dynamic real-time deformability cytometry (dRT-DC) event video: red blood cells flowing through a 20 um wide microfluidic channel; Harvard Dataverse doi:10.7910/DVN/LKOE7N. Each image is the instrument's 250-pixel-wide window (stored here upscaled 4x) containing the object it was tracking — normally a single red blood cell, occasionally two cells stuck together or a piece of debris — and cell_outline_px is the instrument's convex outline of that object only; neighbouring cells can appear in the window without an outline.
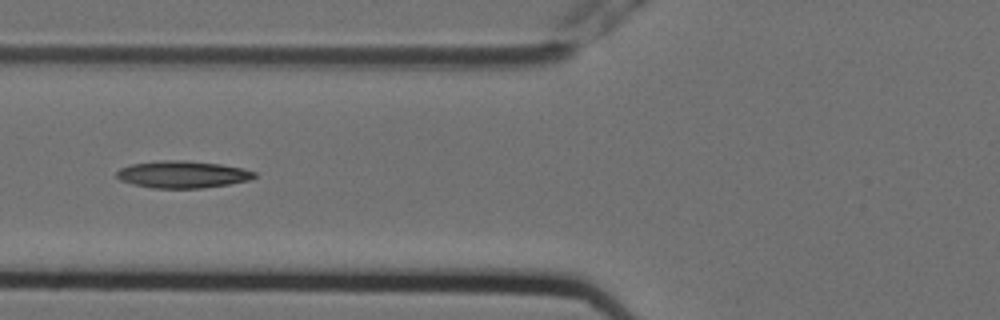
{"species": "Egyptian fruit bat (a non-hibernating species)", "species_latin": "Rousettus aegyptiacus", "temperature_condition": "cold", "stored_images_in_passage": 7, "camera_frame_rate_fps": 3000, "um_per_image_px": 0.085, "animal": {"sex": "female"}, "frame": {"image": 1, "passage_image": 4, "time_ms": 1.0, "image_size_px": [1000, 320], "cell_outline_px": [[256, 176], [248, 180], [228, 184], [200, 188], [152, 188], [132, 184], [120, 180], [116, 176], [116, 172], [120, 168], [132, 164], [164, 160], [184, 160], [220, 164], [244, 168], [256, 172]], "centroid_in_image_um": [15.5, 14.82], "position_along_channel_um": 110.3, "area_um2": 21.68}}
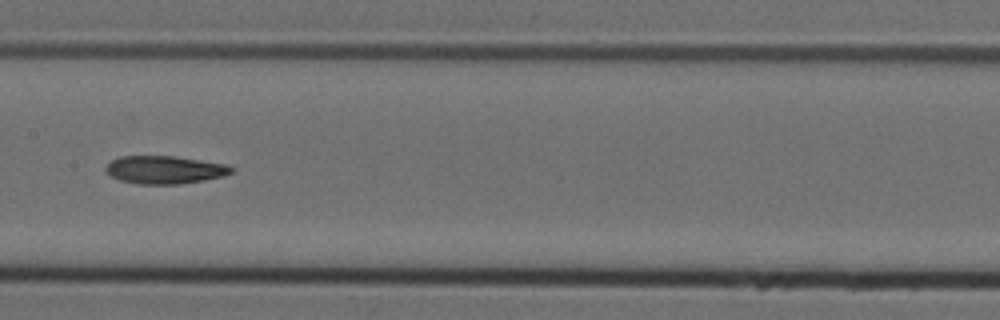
{"frame": {"image": 2, "passage_image": 6, "time_ms": 1.667, "image_size_px": [1000, 320], "cell_outline_px": [[232, 172], [224, 176], [204, 180], [180, 184], [136, 184], [120, 180], [112, 176], [104, 168], [112, 160], [120, 156], [172, 156], [228, 164], [232, 168]], "centroid_in_image_um": [14.0, 14.43], "position_along_channel_um": 193.4, "area_um2": 20.35}}
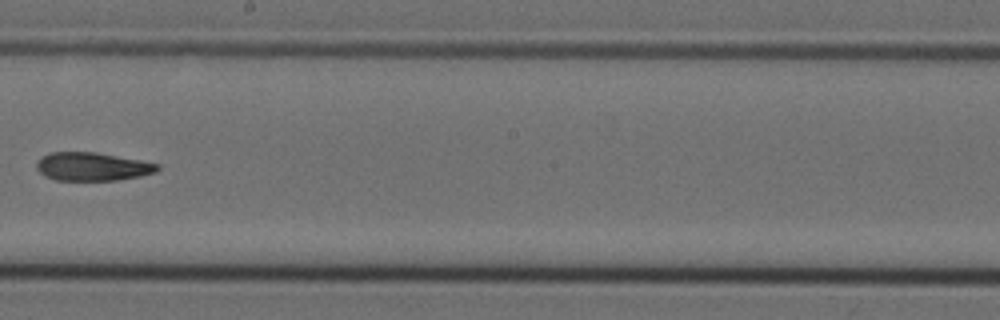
{"frame": {"image": 3, "passage_image": 7, "time_ms": 2.0, "image_size_px": [1000, 320], "cell_outline_px": [[160, 168], [156, 172], [140, 176], [116, 180], [56, 180], [44, 176], [36, 168], [36, 160], [40, 156], [48, 152], [96, 152], [140, 160], [160, 164]], "centroid_in_image_um": [7.81, 14.15], "position_along_channel_um": 240.4, "area_um2": 20.11}}